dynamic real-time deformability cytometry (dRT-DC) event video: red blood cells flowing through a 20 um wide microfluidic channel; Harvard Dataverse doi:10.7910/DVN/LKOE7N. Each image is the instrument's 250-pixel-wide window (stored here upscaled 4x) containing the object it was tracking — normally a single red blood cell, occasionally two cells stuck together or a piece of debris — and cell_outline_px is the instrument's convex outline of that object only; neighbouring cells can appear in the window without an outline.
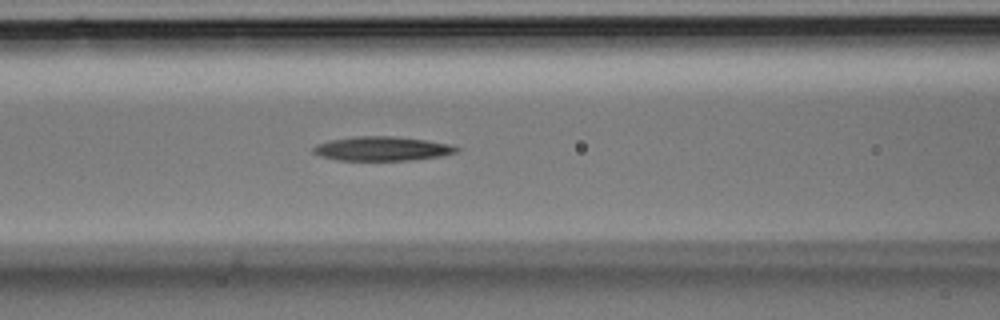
{"species": "Egyptian fruit bat (a non-hibernating species)", "species_latin": "Rousettus aegyptiacus", "temperature_condition": "room temperature", "stored_images_in_passage": 24, "camera_frame_rate_fps": 3000, "um_per_image_px": 0.085, "animal": {"sex": "male"}, "frame": {"image": 1, "passage_image": 4, "time_ms": 1.0, "image_size_px": [1000, 320], "cell_outline_px": [[460, 148], [456, 152], [440, 156], [412, 160], [336, 160], [320, 156], [312, 152], [312, 148], [316, 144], [328, 140], [356, 136], [392, 136], [424, 140], [452, 144]], "centroid_in_image_um": [32.44, 12.63], "position_along_channel_um": 134.2, "area_um2": 20.23}}
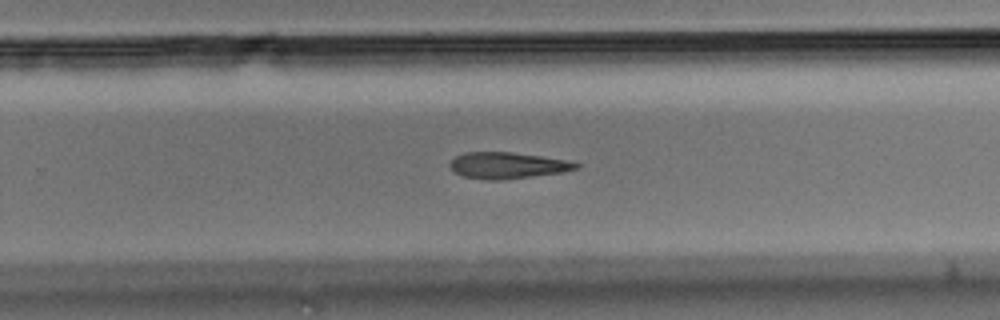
{"frame": {"image": 2, "passage_image": 12, "time_ms": 3.667, "image_size_px": [1000, 320], "cell_outline_px": [[580, 164], [576, 168], [564, 172], [504, 180], [488, 180], [464, 176], [456, 172], [448, 164], [456, 156], [464, 152], [512, 152], [568, 160]], "centroid_in_image_um": [43.14, 14.06], "position_along_channel_um": 286.7, "area_um2": 19.25}}
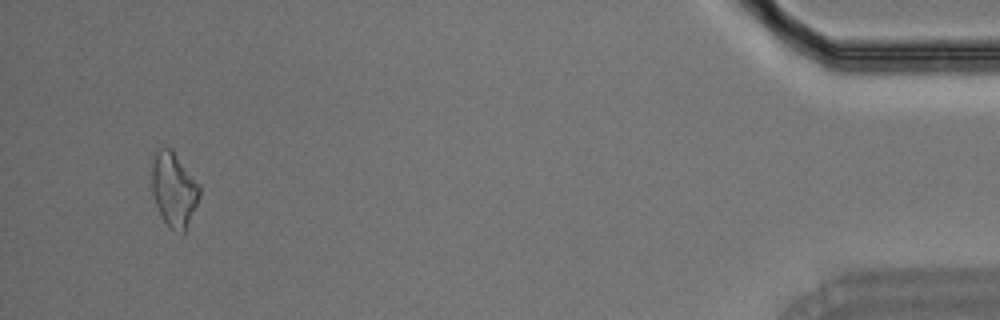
{"frame": {"image": 3, "passage_image": 23, "time_ms": 7.333, "image_size_px": [1000, 320], "cell_outline_px": [[200, 196], [184, 232], [172, 228], [164, 220], [152, 196], [152, 164], [156, 152], [160, 148], [172, 148], [200, 184]], "centroid_in_image_um": [14.79, 16.05], "position_along_channel_um": 420.4, "area_um2": 20.35}}